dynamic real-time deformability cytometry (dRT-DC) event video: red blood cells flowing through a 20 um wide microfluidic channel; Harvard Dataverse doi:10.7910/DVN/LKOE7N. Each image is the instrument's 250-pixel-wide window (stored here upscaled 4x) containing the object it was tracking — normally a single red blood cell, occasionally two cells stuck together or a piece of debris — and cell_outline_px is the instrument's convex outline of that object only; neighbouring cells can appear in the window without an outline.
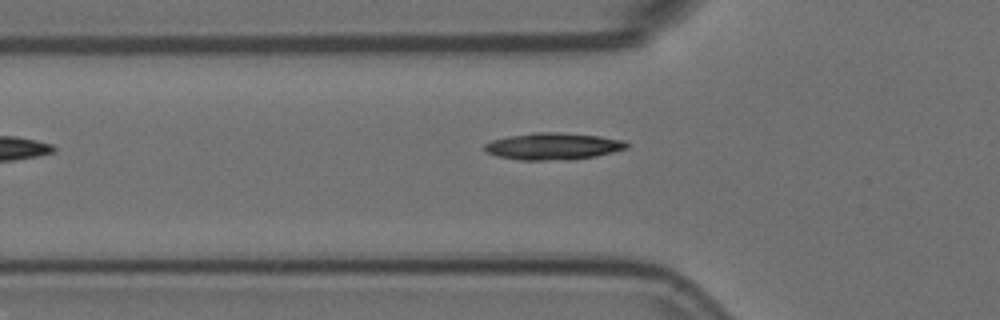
{"species": "Egyptian fruit bat (a non-hibernating species)", "species_latin": "Rousettus aegyptiacus", "temperature_condition": "room temperature", "stored_images_in_passage": 3, "camera_frame_rate_fps": 3000, "um_per_image_px": 0.085, "animal": {"sex": "female"}, "frame": {"image": 1, "passage_image": 3, "time_ms": 0.667, "image_size_px": [1000, 320], "cell_outline_px": [[628, 148], [596, 156], [568, 160], [520, 160], [496, 156], [488, 152], [484, 148], [484, 144], [492, 140], [508, 136], [536, 132], [560, 132], [600, 136], [624, 140], [628, 144]], "centroid_in_image_um": [47.02, 12.43], "position_along_channel_um": 78.8, "area_um2": 22.31}}